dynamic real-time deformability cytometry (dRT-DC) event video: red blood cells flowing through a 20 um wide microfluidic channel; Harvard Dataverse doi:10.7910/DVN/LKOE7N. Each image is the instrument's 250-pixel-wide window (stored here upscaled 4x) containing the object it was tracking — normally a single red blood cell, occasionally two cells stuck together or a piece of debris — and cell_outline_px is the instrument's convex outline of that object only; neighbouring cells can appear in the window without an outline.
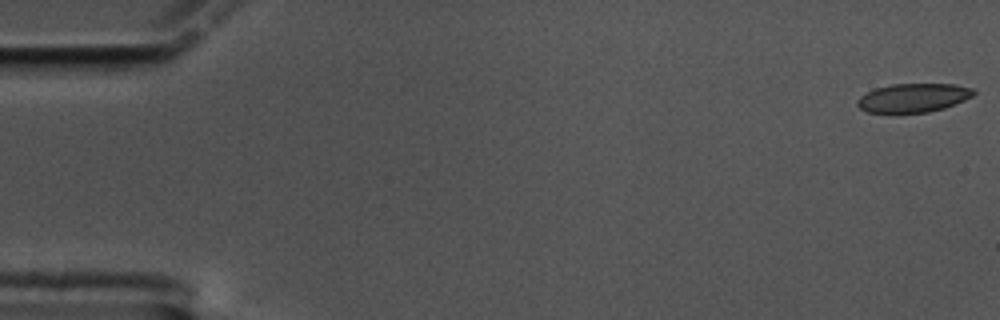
{"species": "common noctule bat (a hibernating species)", "species_latin": "Nyctalus noctula", "temperature_condition": "cold", "stored_images_in_passage": 57, "camera_frame_rate_fps": 3000, "um_per_image_px": 0.085, "animal": {"sex": "male", "body_mass_g": 17.5, "forearm_length_mm": 52.3}, "frame": {"image": 1, "passage_image": 1, "time_ms": 0.0, "image_size_px": [1000, 320], "cell_outline_px": [[976, 92], [972, 96], [964, 100], [944, 108], [928, 112], [868, 112], [860, 108], [856, 104], [856, 100], [860, 96], [876, 88], [892, 84], [956, 84], [972, 88]], "centroid_in_image_um": [77.63, 8.3], "position_along_channel_um": 7.4, "area_um2": 19.31}}
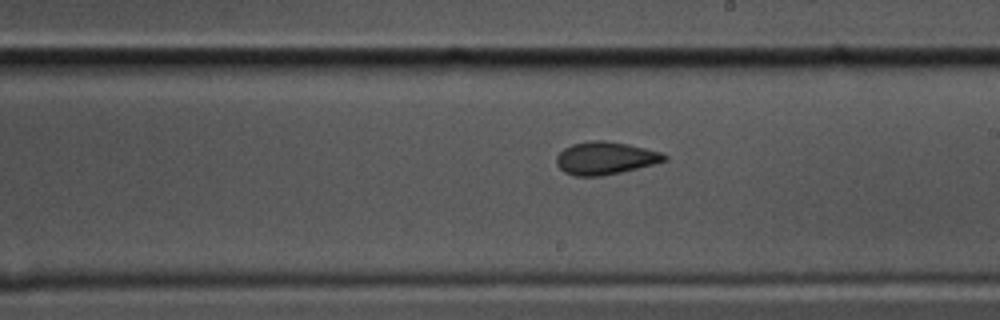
{"frame": {"image": 2, "passage_image": 34, "time_ms": 11.0, "image_size_px": [1000, 320], "cell_outline_px": [[668, 160], [604, 176], [576, 176], [564, 172], [556, 164], [556, 156], [564, 148], [572, 144], [588, 140], [604, 140], [628, 144], [660, 152], [668, 156]], "centroid_in_image_um": [51.42, 13.43], "position_along_channel_um": 237.6, "area_um2": 20.52}}
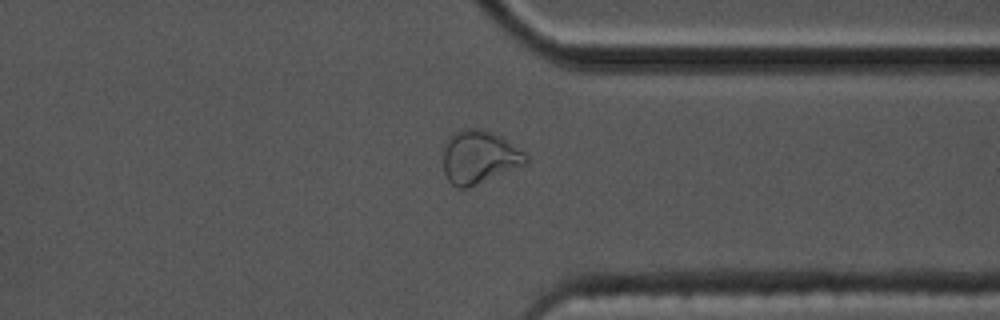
{"frame": {"image": 3, "passage_image": 46, "time_ms": 15.0, "image_size_px": [1000, 320], "cell_outline_px": [[528, 160], [524, 164], [468, 188], [456, 188], [448, 180], [444, 172], [444, 148], [448, 136], [464, 128], [480, 128], [500, 136], [524, 152], [528, 156]], "centroid_in_image_um": [40.7, 13.35], "position_along_channel_um": 370.7, "area_um2": 25.26}}